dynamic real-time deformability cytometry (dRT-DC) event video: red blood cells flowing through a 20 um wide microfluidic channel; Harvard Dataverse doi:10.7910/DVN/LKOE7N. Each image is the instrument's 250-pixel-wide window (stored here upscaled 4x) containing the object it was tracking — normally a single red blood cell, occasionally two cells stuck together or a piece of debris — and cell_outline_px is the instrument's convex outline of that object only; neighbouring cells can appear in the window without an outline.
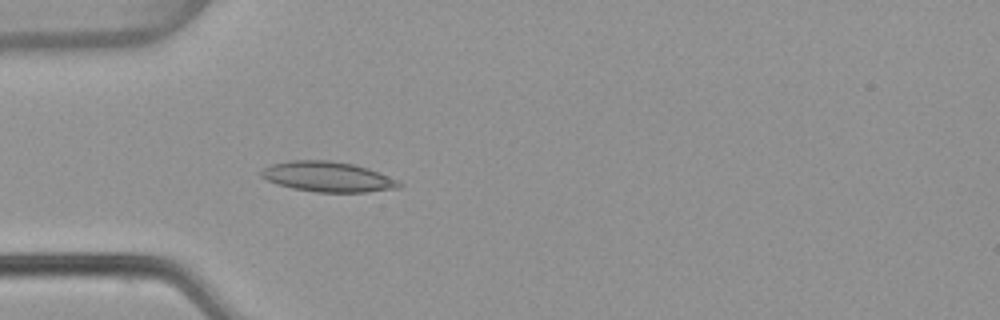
{"species": "common noctule bat (a hibernating species)", "species_latin": "Nyctalus noctula", "temperature_condition": "warm", "stored_images_in_passage": 46, "camera_frame_rate_fps": 3000, "um_per_image_px": 0.085, "animal": {"sex": "female", "body_mass_g": 22.7, "forearm_length_mm": 54.2}, "frame": {"image": 1, "passage_image": 9, "time_ms": 2.667, "image_size_px": [1000, 320], "cell_outline_px": [[404, 184], [400, 188], [368, 192], [316, 192], [292, 188], [276, 184], [260, 176], [260, 172], [264, 168], [272, 164], [288, 160], [328, 160], [352, 164], [368, 168], [380, 172]], "centroid_in_image_um": [27.87, 15.03], "position_along_channel_um": 57.1, "area_um2": 24.33}}
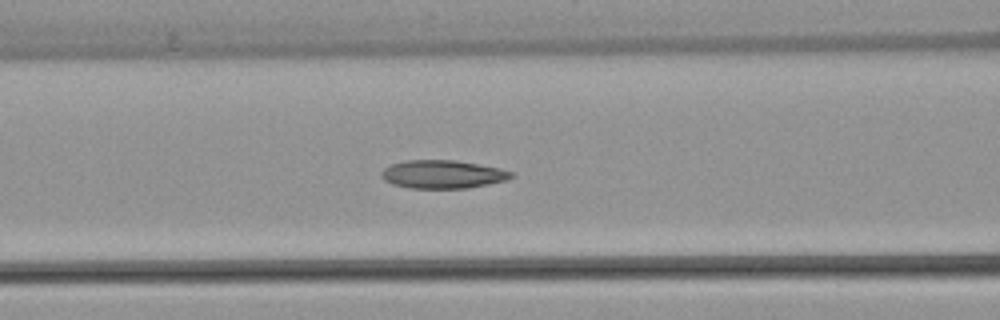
{"frame": {"image": 2, "passage_image": 15, "time_ms": 4.667, "image_size_px": [1000, 320], "cell_outline_px": [[516, 176], [508, 180], [468, 188], [408, 188], [392, 184], [384, 180], [380, 176], [380, 172], [384, 168], [392, 164], [404, 160], [456, 160], [500, 168], [512, 172]], "centroid_in_image_um": [37.63, 14.81], "position_along_channel_um": 129.0, "area_um2": 21.56}}
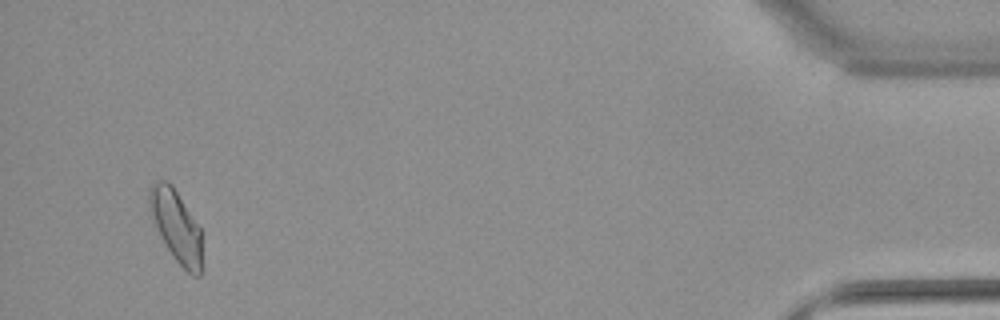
{"frame": {"image": 3, "passage_image": 44, "time_ms": 14.333, "image_size_px": [1000, 320], "cell_outline_px": [[200, 276], [192, 276], [172, 256], [160, 236], [148, 208], [148, 192], [152, 184], [156, 180], [168, 180], [172, 184], [200, 228]], "centroid_in_image_um": [14.93, 19.16], "position_along_channel_um": 420.3, "area_um2": 21.73}, "authors_computed_cell_mechanics": {"area_um2": 21.3282, "velocity_mm_per_s": 3.8179, "shape_relaxation_time_tau1_ms": null, "shape_relaxation_time_tau2_ms": 3.0833, "deformation_change_tau1": null, "deformation_change_tau2": 0.0811}}